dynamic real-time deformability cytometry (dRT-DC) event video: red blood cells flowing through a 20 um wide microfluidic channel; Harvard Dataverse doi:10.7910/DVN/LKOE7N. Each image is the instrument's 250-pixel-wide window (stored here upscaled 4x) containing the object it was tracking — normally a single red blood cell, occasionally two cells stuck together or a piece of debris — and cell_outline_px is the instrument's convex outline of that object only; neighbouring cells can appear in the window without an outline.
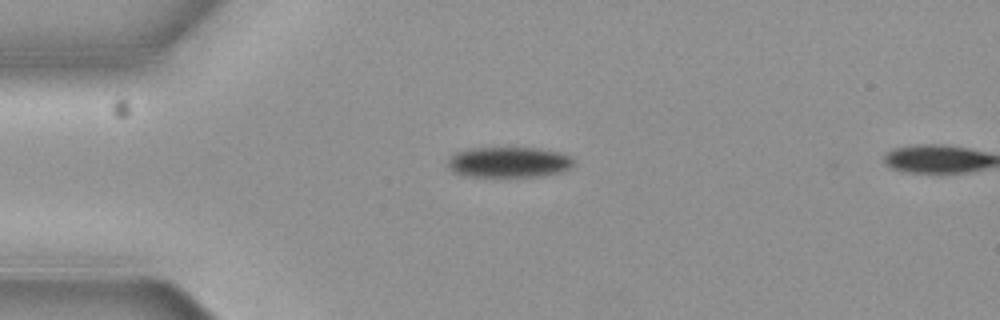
{"species": "common noctule bat (a hibernating species)", "species_latin": "Nyctalus noctula", "temperature_condition": "cold", "stored_images_in_passage": 2, "camera_frame_rate_fps": 3000, "um_per_image_px": 0.085, "animal": {"sex": "female", "body_mass_g": 19.3, "forearm_length_mm": 54.1}, "frame": {"image": 1, "passage_image": 1, "time_ms": 0.0, "image_size_px": [1000, 320], "cell_outline_px": [[572, 164], [568, 168], [560, 172], [536, 176], [464, 176], [452, 172], [448, 168], [448, 160], [456, 152], [472, 148], [536, 148], [556, 152], [568, 156], [572, 160]], "centroid_in_image_um": [43.16, 13.79], "position_along_channel_um": 41.8, "area_um2": 21.96}}